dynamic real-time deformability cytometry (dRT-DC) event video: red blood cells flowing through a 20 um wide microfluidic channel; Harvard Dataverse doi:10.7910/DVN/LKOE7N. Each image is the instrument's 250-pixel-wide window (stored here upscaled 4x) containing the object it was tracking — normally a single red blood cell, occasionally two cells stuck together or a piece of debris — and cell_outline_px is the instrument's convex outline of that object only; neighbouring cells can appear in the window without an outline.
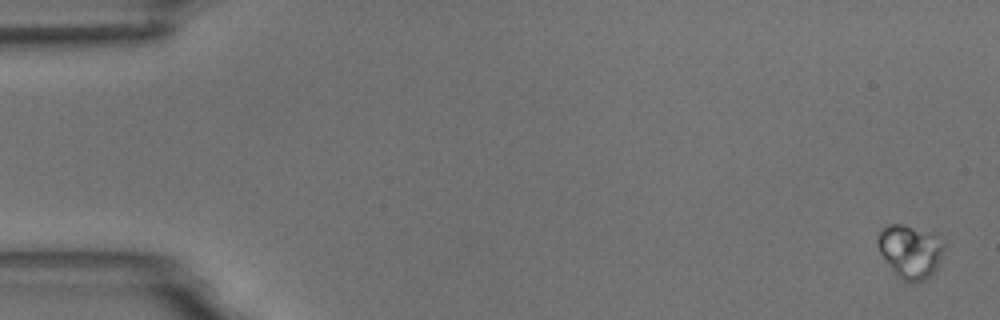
{"species": "common noctule bat (a hibernating species)", "species_latin": "Nyctalus noctula", "temperature_condition": "room temperature", "stored_images_in_passage": 4, "camera_frame_rate_fps": 3000, "um_per_image_px": 0.085, "animal": {"sex": "male", "body_mass_g": 18.8}, "frame": {"image": 1, "passage_image": 1, "time_ms": 0.0, "image_size_px": [1000, 320], "cell_outline_px": [[944, 248], [936, 268], [924, 280], [916, 284], [908, 284], [896, 276], [880, 252], [876, 244], [880, 232], [888, 224], [904, 224], [932, 232], [944, 244]], "centroid_in_image_um": [77.35, 21.39], "position_along_channel_um": 7.7, "area_um2": 20.63}}